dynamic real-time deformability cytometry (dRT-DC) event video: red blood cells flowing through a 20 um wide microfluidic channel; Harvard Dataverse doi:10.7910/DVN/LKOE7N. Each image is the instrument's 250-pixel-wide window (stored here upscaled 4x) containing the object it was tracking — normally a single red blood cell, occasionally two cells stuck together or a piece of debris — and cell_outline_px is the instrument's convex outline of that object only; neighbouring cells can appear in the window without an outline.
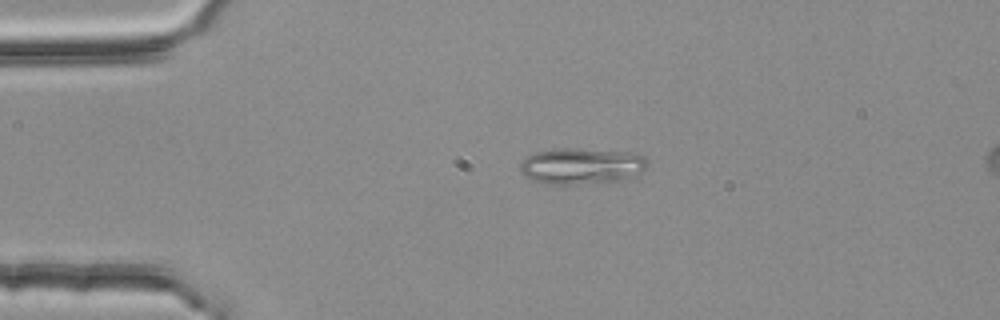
{"species": "common noctule bat (a hibernating species)", "species_latin": "Nyctalus noctula", "temperature_condition": "room temperature", "stored_images_in_passage": 5, "camera_frame_rate_fps": 3000, "um_per_image_px": 0.085, "animal": {"sex": "female", "body_mass_g": 25.1}, "frame": {"image": 1, "passage_image": 3, "time_ms": 0.667, "image_size_px": [1000, 320], "cell_outline_px": [[648, 164], [640, 172], [632, 176], [620, 180], [576, 184], [552, 184], [532, 180], [520, 168], [520, 164], [524, 156], [532, 152], [556, 148], [568, 148], [636, 152], [644, 156], [648, 160]], "centroid_in_image_um": [49.43, 14.08], "position_along_channel_um": 35.6, "area_um2": 26.82}}